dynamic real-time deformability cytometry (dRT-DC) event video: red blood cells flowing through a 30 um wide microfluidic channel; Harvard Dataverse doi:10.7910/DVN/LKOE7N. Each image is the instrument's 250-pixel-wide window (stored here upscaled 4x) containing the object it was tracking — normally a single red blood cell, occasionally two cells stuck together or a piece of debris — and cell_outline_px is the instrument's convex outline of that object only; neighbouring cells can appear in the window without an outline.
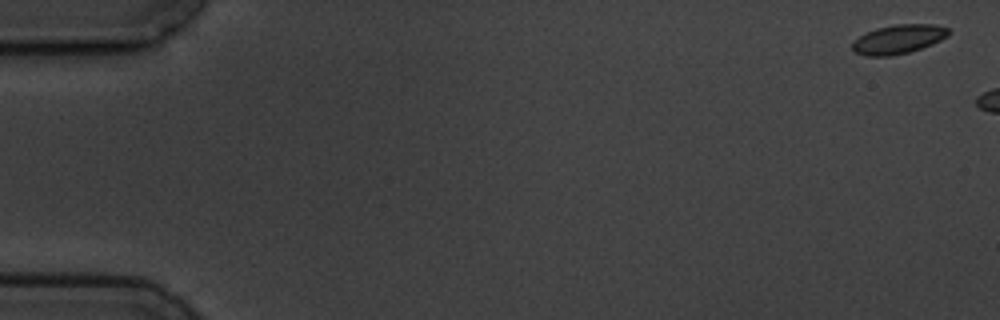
{"species": "common noctule bat (a hibernating species)", "species_latin": "Nyctalus noctula", "temperature_condition": "cold", "stored_images_in_passage": 3, "camera_frame_rate_fps": 3000, "um_per_image_px": 0.085, "animal": {"sex": "male", "body_mass_g": 19.5, "forearm_length_mm": 54.6}, "frame": {"image": 1, "passage_image": 1, "time_ms": 0.0, "image_size_px": [1000, 320], "cell_outline_px": [[948, 36], [932, 44], [908, 52], [892, 56], [868, 56], [856, 52], [852, 48], [852, 44], [860, 36], [876, 28], [896, 24], [936, 24], [948, 28]], "centroid_in_image_um": [76.38, 3.33], "position_along_channel_um": 8.6, "area_um2": 16.07}}